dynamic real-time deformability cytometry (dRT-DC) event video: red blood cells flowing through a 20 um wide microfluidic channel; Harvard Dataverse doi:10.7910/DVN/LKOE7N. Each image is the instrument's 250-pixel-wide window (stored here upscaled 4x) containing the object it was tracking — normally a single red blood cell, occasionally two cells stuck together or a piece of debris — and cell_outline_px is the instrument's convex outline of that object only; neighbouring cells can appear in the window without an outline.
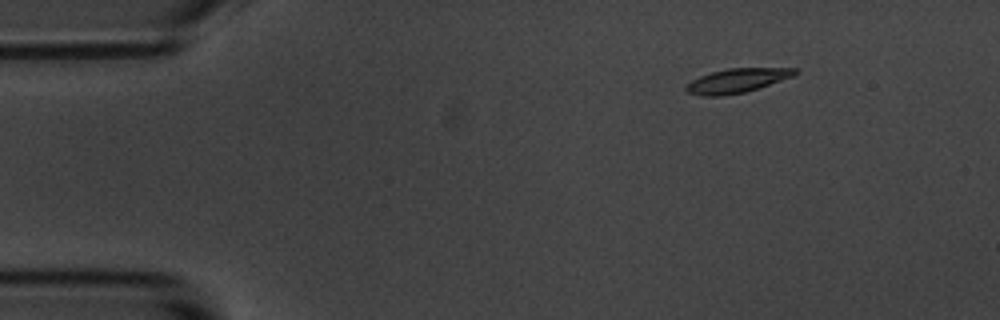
{"species": "common noctule bat (a hibernating species)", "species_latin": "Nyctalus noctula", "temperature_condition": "room temperature", "stored_images_in_passage": 11, "camera_frame_rate_fps": 3000, "um_per_image_px": 0.085, "animal": {"sex": "male", "body_mass_g": 20.1, "forearm_length_mm": 53.5}, "frame": {"image": 1, "passage_image": 2, "time_ms": 1.667, "image_size_px": [1000, 320], "cell_outline_px": [[800, 72], [796, 76], [744, 92], [720, 96], [704, 96], [688, 92], [684, 88], [692, 80], [700, 76], [712, 72], [728, 68], [796, 68]], "centroid_in_image_um": [62.7, 6.84], "position_along_channel_um": 22.3, "area_um2": 15.26}}
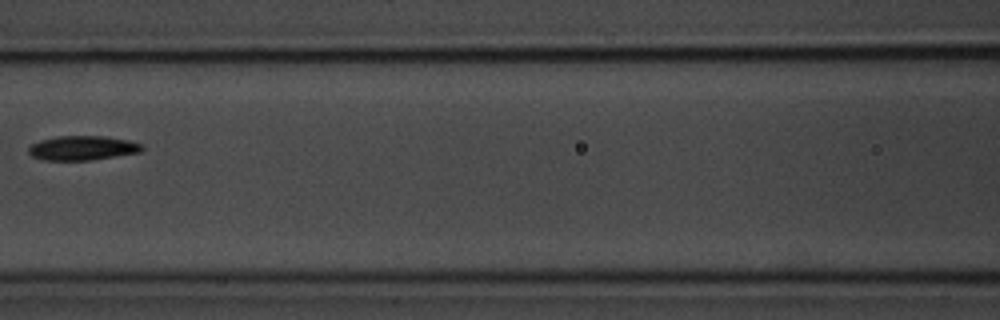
{"frame": {"image": 2, "passage_image": 7, "time_ms": 7.667, "image_size_px": [1000, 320], "cell_outline_px": [[144, 148], [140, 152], [92, 160], [44, 160], [32, 156], [28, 152], [28, 148], [32, 144], [40, 140], [56, 136], [104, 136], [128, 140], [144, 144]], "centroid_in_image_um": [7.02, 12.58], "position_along_channel_um": 159.6, "area_um2": 16.18}}
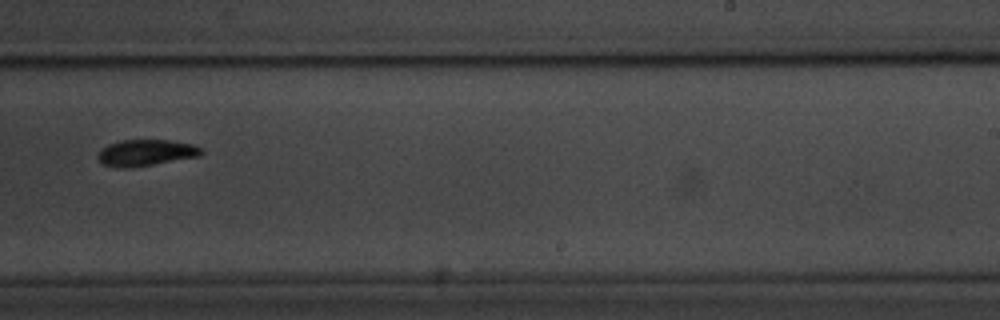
{"frame": {"image": 3, "passage_image": 10, "time_ms": 11.0, "image_size_px": [1000, 320], "cell_outline_px": [[204, 152], [200, 156], [132, 168], [120, 168], [104, 164], [96, 156], [100, 148], [108, 144], [120, 140], [168, 140], [196, 144]], "centroid_in_image_um": [12.4, 12.98], "position_along_channel_um": 276.6, "area_um2": 16.07}}